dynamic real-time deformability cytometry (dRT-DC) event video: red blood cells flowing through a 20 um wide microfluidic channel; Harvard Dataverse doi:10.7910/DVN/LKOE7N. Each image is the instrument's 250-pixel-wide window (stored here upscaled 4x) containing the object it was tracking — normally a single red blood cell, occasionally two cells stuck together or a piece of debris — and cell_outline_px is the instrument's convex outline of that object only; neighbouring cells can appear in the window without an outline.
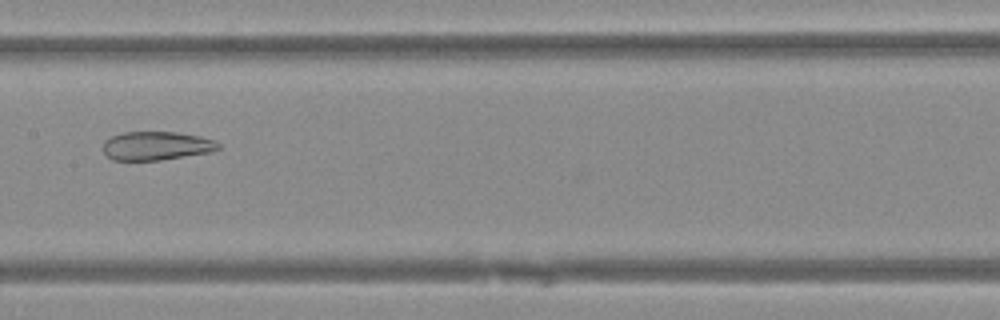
{"species": "Egyptian fruit bat (a non-hibernating species)", "species_latin": "Rousettus aegyptiacus", "temperature_condition": "warm", "stored_images_in_passage": 37, "camera_frame_rate_fps": 3000, "um_per_image_px": 0.085, "animal": {"sex": "female"}, "frame": {"image": 1, "passage_image": 13, "time_ms": 4.0, "image_size_px": [1000, 320], "cell_outline_px": [[220, 148], [212, 152], [160, 160], [112, 160], [104, 152], [104, 140], [112, 136], [124, 132], [176, 132], [200, 136], [216, 140], [220, 144]], "centroid_in_image_um": [13.33, 12.39], "position_along_channel_um": 194.1, "area_um2": 19.31}}
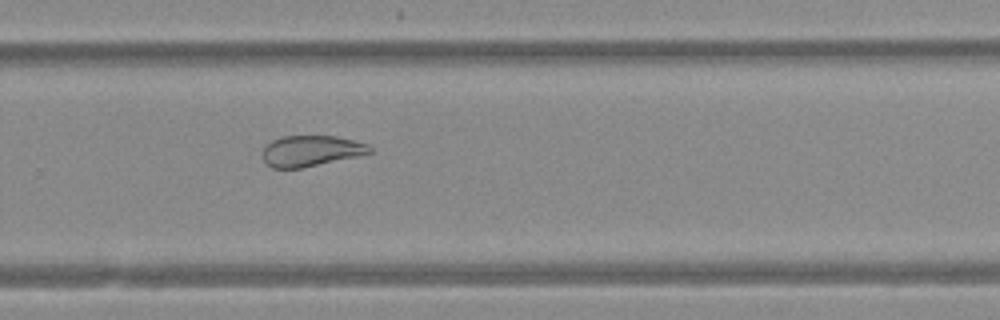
{"frame": {"image": 2, "passage_image": 21, "time_ms": 6.667, "image_size_px": [1000, 320], "cell_outline_px": [[372, 152], [356, 156], [300, 168], [272, 168], [264, 160], [264, 144], [272, 140], [284, 136], [336, 136], [368, 144], [372, 148]], "centroid_in_image_um": [26.42, 12.81], "position_along_channel_um": 303.4, "area_um2": 18.96}}
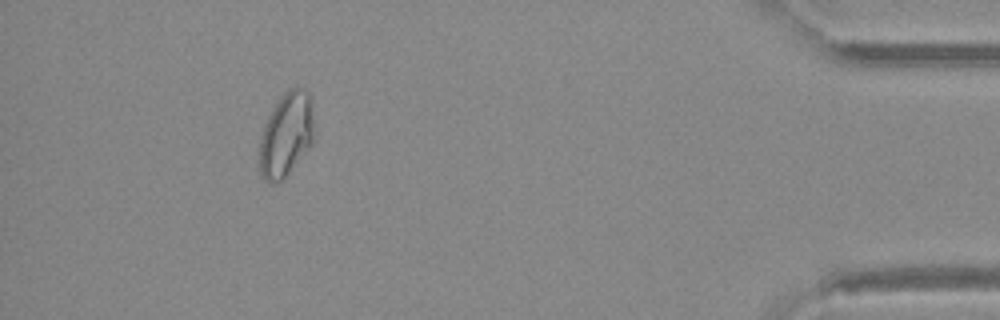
{"frame": {"image": 3, "passage_image": 33, "time_ms": 10.667, "image_size_px": [1000, 320], "cell_outline_px": [[316, 136], [312, 144], [284, 180], [264, 180], [260, 172], [260, 140], [268, 116], [272, 108], [280, 96], [288, 88], [304, 88], [308, 92], [312, 100], [316, 128]], "centroid_in_image_um": [24.4, 11.39], "position_along_channel_um": 410.8, "area_um2": 27.22}}